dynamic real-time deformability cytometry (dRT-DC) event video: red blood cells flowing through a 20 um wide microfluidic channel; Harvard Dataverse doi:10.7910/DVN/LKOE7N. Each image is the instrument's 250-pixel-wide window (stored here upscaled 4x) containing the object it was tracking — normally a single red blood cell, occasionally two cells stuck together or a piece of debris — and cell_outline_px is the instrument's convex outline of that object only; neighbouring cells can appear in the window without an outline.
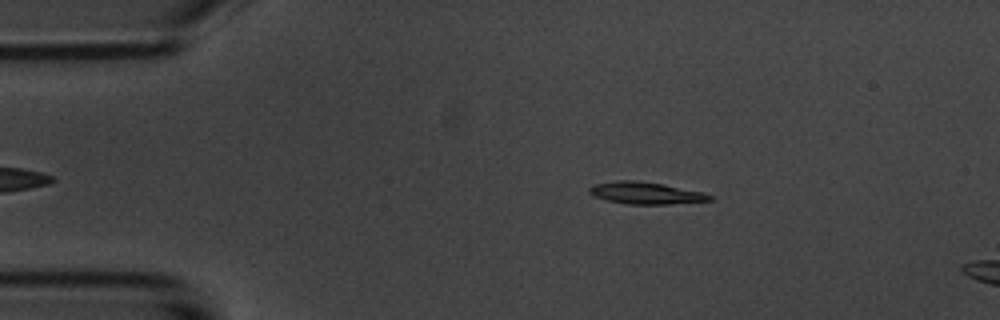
{"species": "common noctule bat (a hibernating species)", "species_latin": "Nyctalus noctula", "temperature_condition": "room temperature", "stored_images_in_passage": 10, "camera_frame_rate_fps": 3000, "um_per_image_px": 0.085, "animal": {"sex": "male", "body_mass_g": 20.1, "forearm_length_mm": 53.5}, "frame": {"image": 1, "passage_image": 5, "time_ms": 1.333, "image_size_px": [1000, 320], "cell_outline_px": [[716, 200], [668, 204], [628, 204], [608, 200], [596, 196], [588, 192], [588, 188], [592, 184], [620, 180], [636, 180], [660, 184], [704, 192], [712, 196]], "centroid_in_image_um": [54.9, 16.41], "position_along_channel_um": 30.1, "area_um2": 15.32}}